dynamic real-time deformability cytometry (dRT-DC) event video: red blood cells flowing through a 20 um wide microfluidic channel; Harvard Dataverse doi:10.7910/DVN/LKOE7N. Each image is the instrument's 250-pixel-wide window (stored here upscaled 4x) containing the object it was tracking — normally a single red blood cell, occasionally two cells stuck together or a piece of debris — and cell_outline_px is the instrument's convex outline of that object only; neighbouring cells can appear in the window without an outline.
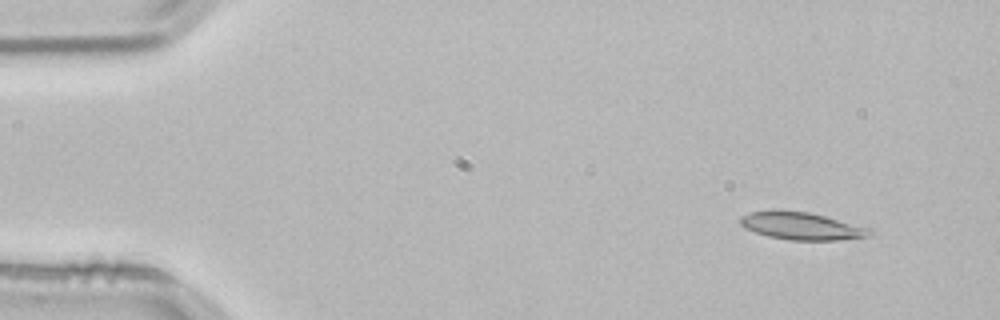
{"species": "common noctule bat (a hibernating species)", "species_latin": "Nyctalus noctula", "temperature_condition": "room temperature", "stored_images_in_passage": 50, "camera_frame_rate_fps": 3000, "um_per_image_px": 0.085, "animal": {"sex": "male", "body_mass_g": 21.5, "forearm_length_mm": 52.0}, "frame": {"image": 1, "passage_image": 1, "time_ms": 0.0, "image_size_px": [1000, 320], "cell_outline_px": [[872, 236], [836, 240], [788, 240], [768, 236], [744, 228], [740, 224], [740, 216], [752, 212], [772, 208], [808, 212], [872, 228]], "centroid_in_image_um": [68.11, 19.19], "position_along_channel_um": 16.9, "area_um2": 21.04}}
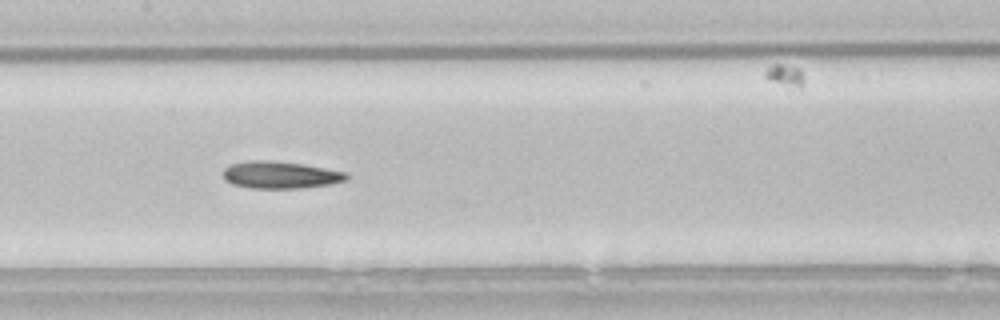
{"frame": {"image": 2, "passage_image": 22, "time_ms": 7.0, "image_size_px": [1000, 320], "cell_outline_px": [[348, 180], [332, 184], [304, 188], [252, 188], [232, 184], [224, 180], [224, 168], [232, 164], [248, 160], [268, 160], [300, 164], [348, 172]], "centroid_in_image_um": [23.85, 14.87], "position_along_channel_um": 183.5, "area_um2": 19.54}}
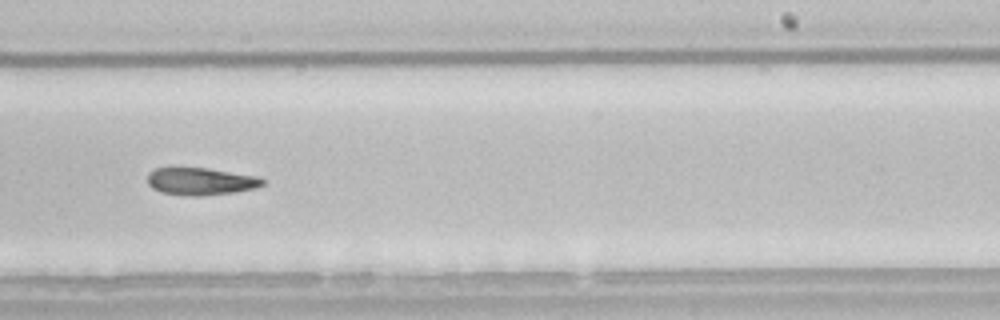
{"frame": {"image": 3, "passage_image": 29, "time_ms": 9.333, "image_size_px": [1000, 320], "cell_outline_px": [[264, 184], [252, 188], [236, 192], [200, 196], [192, 196], [160, 192], [152, 188], [148, 184], [148, 172], [156, 168], [208, 168], [256, 176], [264, 180]], "centroid_in_image_um": [17.03, 15.42], "position_along_channel_um": 272.0, "area_um2": 18.21}, "authors_computed_cell_mechanics": {"area_um2": 19.5364, "velocity_mm_per_s": 3.8035, "shape_relaxation_time_tau1_ms": null, "shape_relaxation_time_tau2_ms": 8.1694, "deformation_change_tau1": null, "deformation_change_tau2": 0.159}}